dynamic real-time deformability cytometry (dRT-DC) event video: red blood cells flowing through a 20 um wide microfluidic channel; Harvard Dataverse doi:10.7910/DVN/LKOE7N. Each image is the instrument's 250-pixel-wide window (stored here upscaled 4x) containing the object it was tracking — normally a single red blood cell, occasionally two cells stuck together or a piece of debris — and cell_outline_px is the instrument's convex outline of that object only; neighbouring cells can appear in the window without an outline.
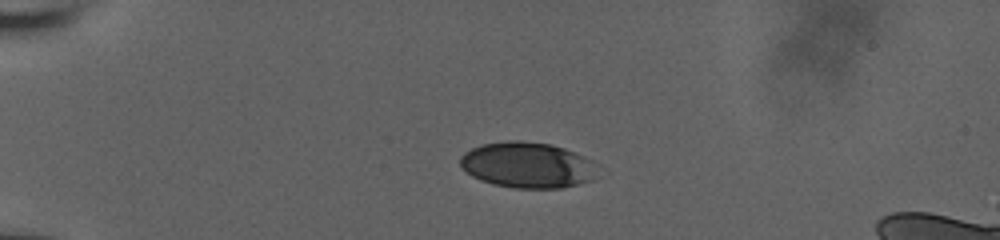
{"species": "human", "species_latin": "Homo sapiens", "temperature_condition": "room temperature", "stored_images_in_passage": 42, "camera_frame_rate_fps": 3000, "um_per_image_px": 0.085, "donor": {"sex": "male"}, "frame": {"image": 1, "passage_image": 1, "time_ms": 0.0, "image_size_px": [1000, 240], "cell_outline_px": [[592, 160], [588, 180], [576, 184], [560, 188], [512, 188], [492, 184], [480, 180], [472, 176], [460, 164], [460, 156], [464, 152], [480, 144], [508, 140], [520, 140], [552, 144], [576, 152]], "centroid_in_image_um": [44.71, 14.0], "position_along_channel_um": 40.3, "area_um2": 36.13}}
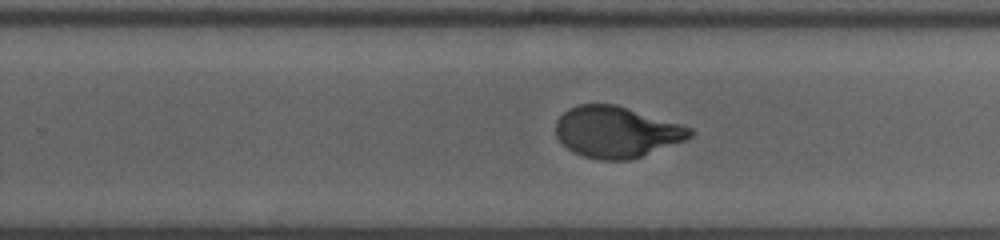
{"frame": {"image": 2, "passage_image": 24, "time_ms": 7.667, "image_size_px": [1000, 240], "cell_outline_px": [[696, 132], [692, 136], [684, 140], [632, 160], [600, 160], [584, 156], [572, 152], [556, 136], [556, 120], [568, 108], [580, 104], [616, 104], [680, 124], [692, 128]], "centroid_in_image_um": [52.39, 11.22], "position_along_channel_um": 277.4, "area_um2": 39.94}}
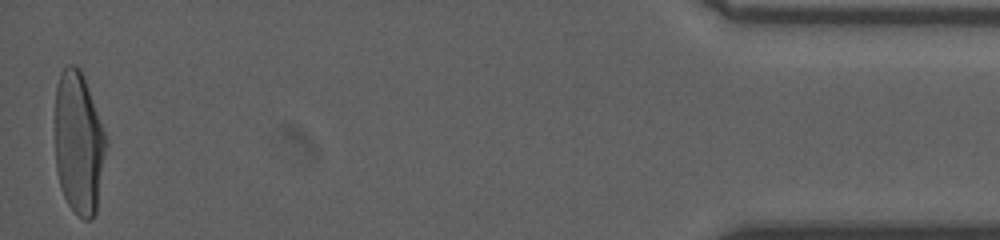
{"frame": {"image": 3, "passage_image": 42, "time_ms": 13.667, "image_size_px": [1000, 240], "cell_outline_px": [[108, 144], [96, 212], [92, 220], [84, 220], [68, 204], [60, 188], [56, 168], [56, 84], [60, 72], [68, 64], [76, 64], [80, 68], [104, 132]], "centroid_in_image_um": [6.69, 12.18], "position_along_channel_um": 428.5, "area_um2": 42.25}, "authors_computed_cell_mechanics": {"area_um2": 40.4311, "velocity_mm_per_s": 3.8436, "shape_relaxation_time_tau1_ms": 3.9144, "shape_relaxation_time_tau2_ms": null, "deformation_change_tau1": 0.2148, "deformation_change_tau2": null}}